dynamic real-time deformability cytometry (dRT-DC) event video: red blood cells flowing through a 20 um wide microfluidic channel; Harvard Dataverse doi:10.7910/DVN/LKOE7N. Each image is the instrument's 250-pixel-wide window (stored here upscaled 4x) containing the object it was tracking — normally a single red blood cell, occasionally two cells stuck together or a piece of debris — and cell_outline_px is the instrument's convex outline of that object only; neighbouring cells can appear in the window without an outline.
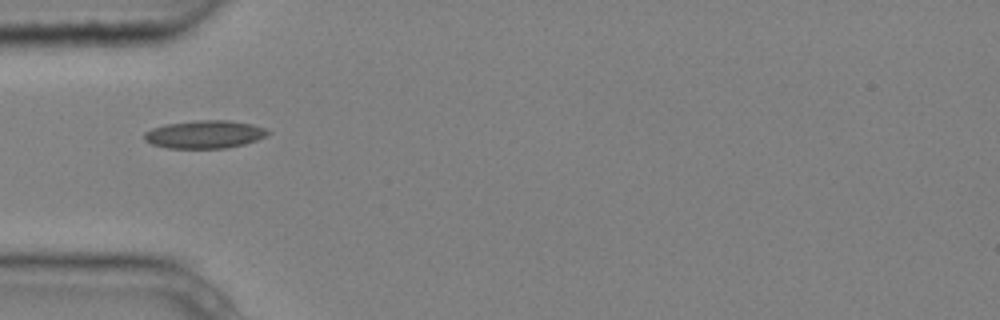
{"species": "common noctule bat (a hibernating species)", "species_latin": "Nyctalus noctula", "temperature_condition": "cold", "stored_images_in_passage": 3, "camera_frame_rate_fps": 3000, "um_per_image_px": 0.085, "animal": {"sex": "male", "body_mass_g": 20.4}, "frame": {"image": 1, "passage_image": 1, "time_ms": 0.0, "image_size_px": [1000, 320], "cell_outline_px": [[272, 132], [256, 140], [244, 144], [224, 148], [168, 148], [152, 144], [144, 140], [144, 132], [152, 128], [164, 124], [196, 120], [228, 120], [252, 124], [264, 128]], "centroid_in_image_um": [17.37, 11.41], "position_along_channel_um": 67.6, "area_um2": 20.11}}
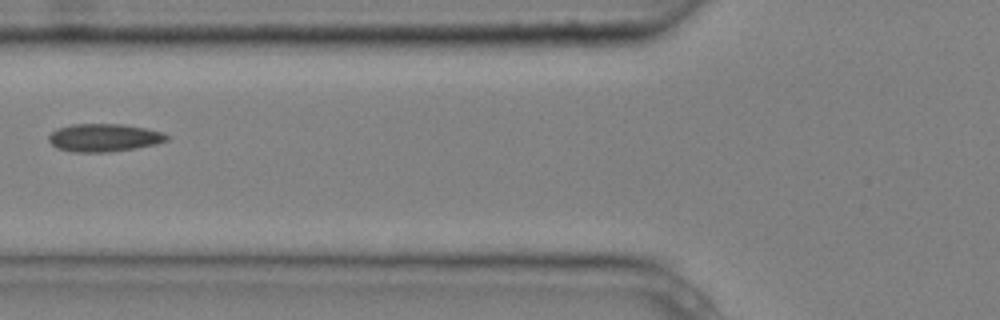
{"frame": {"image": 2, "passage_image": 2, "time_ms": 0.333, "image_size_px": [1000, 320], "cell_outline_px": [[172, 136], [168, 140], [156, 144], [136, 148], [108, 152], [72, 152], [56, 148], [48, 140], [48, 136], [56, 128], [72, 124], [124, 124], [164, 132]], "centroid_in_image_um": [8.86, 11.7], "position_along_channel_um": 116.9, "area_um2": 19.42}}
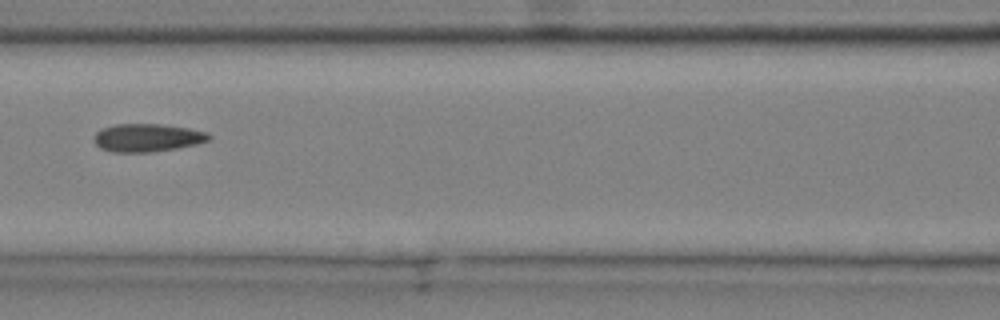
{"frame": {"image": 3, "passage_image": 3, "time_ms": 0.667, "image_size_px": [1000, 320], "cell_outline_px": [[212, 136], [208, 140], [196, 144], [176, 148], [152, 152], [112, 152], [100, 148], [96, 144], [96, 132], [104, 128], [116, 124], [160, 124], [188, 128], [208, 132]], "centroid_in_image_um": [12.55, 11.71], "position_along_channel_um": 154.1, "area_um2": 18.55}}